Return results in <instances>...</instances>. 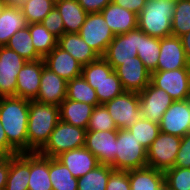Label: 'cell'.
I'll return each instance as SVG.
<instances>
[{
  "label": "cell",
  "mask_w": 190,
  "mask_h": 190,
  "mask_svg": "<svg viewBox=\"0 0 190 190\" xmlns=\"http://www.w3.org/2000/svg\"><path fill=\"white\" fill-rule=\"evenodd\" d=\"M29 100L17 97H0V121L8 142L19 152H28Z\"/></svg>",
  "instance_id": "6da1fadb"
},
{
  "label": "cell",
  "mask_w": 190,
  "mask_h": 190,
  "mask_svg": "<svg viewBox=\"0 0 190 190\" xmlns=\"http://www.w3.org/2000/svg\"><path fill=\"white\" fill-rule=\"evenodd\" d=\"M59 120L58 106L29 101L28 152H38L45 145Z\"/></svg>",
  "instance_id": "7a4b0ae2"
},
{
  "label": "cell",
  "mask_w": 190,
  "mask_h": 190,
  "mask_svg": "<svg viewBox=\"0 0 190 190\" xmlns=\"http://www.w3.org/2000/svg\"><path fill=\"white\" fill-rule=\"evenodd\" d=\"M81 75L95 89L99 104L111 101L125 92L117 73L102 56L82 66Z\"/></svg>",
  "instance_id": "3957f363"
},
{
  "label": "cell",
  "mask_w": 190,
  "mask_h": 190,
  "mask_svg": "<svg viewBox=\"0 0 190 190\" xmlns=\"http://www.w3.org/2000/svg\"><path fill=\"white\" fill-rule=\"evenodd\" d=\"M176 1L146 0L138 14V28L151 37L172 35V18Z\"/></svg>",
  "instance_id": "277c9868"
},
{
  "label": "cell",
  "mask_w": 190,
  "mask_h": 190,
  "mask_svg": "<svg viewBox=\"0 0 190 190\" xmlns=\"http://www.w3.org/2000/svg\"><path fill=\"white\" fill-rule=\"evenodd\" d=\"M87 130L59 120L48 141L38 151L42 156L56 158L62 152L85 146Z\"/></svg>",
  "instance_id": "5b68a950"
},
{
  "label": "cell",
  "mask_w": 190,
  "mask_h": 190,
  "mask_svg": "<svg viewBox=\"0 0 190 190\" xmlns=\"http://www.w3.org/2000/svg\"><path fill=\"white\" fill-rule=\"evenodd\" d=\"M147 167V150L128 129H118L115 170L128 171Z\"/></svg>",
  "instance_id": "8992f818"
},
{
  "label": "cell",
  "mask_w": 190,
  "mask_h": 190,
  "mask_svg": "<svg viewBox=\"0 0 190 190\" xmlns=\"http://www.w3.org/2000/svg\"><path fill=\"white\" fill-rule=\"evenodd\" d=\"M181 137L159 132L147 149V166L165 172L174 167Z\"/></svg>",
  "instance_id": "52a82bcc"
},
{
  "label": "cell",
  "mask_w": 190,
  "mask_h": 190,
  "mask_svg": "<svg viewBox=\"0 0 190 190\" xmlns=\"http://www.w3.org/2000/svg\"><path fill=\"white\" fill-rule=\"evenodd\" d=\"M103 105L118 129L129 128L141 117L139 94L136 92L125 91Z\"/></svg>",
  "instance_id": "ba28073f"
},
{
  "label": "cell",
  "mask_w": 190,
  "mask_h": 190,
  "mask_svg": "<svg viewBox=\"0 0 190 190\" xmlns=\"http://www.w3.org/2000/svg\"><path fill=\"white\" fill-rule=\"evenodd\" d=\"M79 35L99 56L105 54L115 36L101 13H88Z\"/></svg>",
  "instance_id": "9c48e42d"
},
{
  "label": "cell",
  "mask_w": 190,
  "mask_h": 190,
  "mask_svg": "<svg viewBox=\"0 0 190 190\" xmlns=\"http://www.w3.org/2000/svg\"><path fill=\"white\" fill-rule=\"evenodd\" d=\"M138 94L141 117L158 124L175 101L166 91L155 87L151 82Z\"/></svg>",
  "instance_id": "30bf717a"
},
{
  "label": "cell",
  "mask_w": 190,
  "mask_h": 190,
  "mask_svg": "<svg viewBox=\"0 0 190 190\" xmlns=\"http://www.w3.org/2000/svg\"><path fill=\"white\" fill-rule=\"evenodd\" d=\"M27 61L7 46H0V97L16 96L17 75Z\"/></svg>",
  "instance_id": "8fae6325"
},
{
  "label": "cell",
  "mask_w": 190,
  "mask_h": 190,
  "mask_svg": "<svg viewBox=\"0 0 190 190\" xmlns=\"http://www.w3.org/2000/svg\"><path fill=\"white\" fill-rule=\"evenodd\" d=\"M139 48V28L115 35L102 56L115 70L124 61L133 60Z\"/></svg>",
  "instance_id": "7c38bea8"
},
{
  "label": "cell",
  "mask_w": 190,
  "mask_h": 190,
  "mask_svg": "<svg viewBox=\"0 0 190 190\" xmlns=\"http://www.w3.org/2000/svg\"><path fill=\"white\" fill-rule=\"evenodd\" d=\"M117 134L118 130L87 131L84 146L93 153L99 164L110 165L114 170Z\"/></svg>",
  "instance_id": "4fadbf2b"
},
{
  "label": "cell",
  "mask_w": 190,
  "mask_h": 190,
  "mask_svg": "<svg viewBox=\"0 0 190 190\" xmlns=\"http://www.w3.org/2000/svg\"><path fill=\"white\" fill-rule=\"evenodd\" d=\"M150 82L155 87L166 91L175 101L186 100L189 95L188 68L154 71L151 73Z\"/></svg>",
  "instance_id": "5bb4252c"
},
{
  "label": "cell",
  "mask_w": 190,
  "mask_h": 190,
  "mask_svg": "<svg viewBox=\"0 0 190 190\" xmlns=\"http://www.w3.org/2000/svg\"><path fill=\"white\" fill-rule=\"evenodd\" d=\"M160 131L183 137L190 133V107L187 100H176L165 111L159 123Z\"/></svg>",
  "instance_id": "9a60e30c"
},
{
  "label": "cell",
  "mask_w": 190,
  "mask_h": 190,
  "mask_svg": "<svg viewBox=\"0 0 190 190\" xmlns=\"http://www.w3.org/2000/svg\"><path fill=\"white\" fill-rule=\"evenodd\" d=\"M114 71L125 91L139 93L150 83L151 73L137 56L124 61Z\"/></svg>",
  "instance_id": "2e32d148"
},
{
  "label": "cell",
  "mask_w": 190,
  "mask_h": 190,
  "mask_svg": "<svg viewBox=\"0 0 190 190\" xmlns=\"http://www.w3.org/2000/svg\"><path fill=\"white\" fill-rule=\"evenodd\" d=\"M189 65L190 61L184 51L181 38L173 35L160 38V55L157 71L189 68Z\"/></svg>",
  "instance_id": "e0dca14e"
},
{
  "label": "cell",
  "mask_w": 190,
  "mask_h": 190,
  "mask_svg": "<svg viewBox=\"0 0 190 190\" xmlns=\"http://www.w3.org/2000/svg\"><path fill=\"white\" fill-rule=\"evenodd\" d=\"M43 59L27 61L17 75L16 96L33 101L37 98L42 75Z\"/></svg>",
  "instance_id": "ac0fdd59"
},
{
  "label": "cell",
  "mask_w": 190,
  "mask_h": 190,
  "mask_svg": "<svg viewBox=\"0 0 190 190\" xmlns=\"http://www.w3.org/2000/svg\"><path fill=\"white\" fill-rule=\"evenodd\" d=\"M67 81L52 70L43 66L40 79L39 93L36 101L58 106L66 99Z\"/></svg>",
  "instance_id": "d6986e66"
},
{
  "label": "cell",
  "mask_w": 190,
  "mask_h": 190,
  "mask_svg": "<svg viewBox=\"0 0 190 190\" xmlns=\"http://www.w3.org/2000/svg\"><path fill=\"white\" fill-rule=\"evenodd\" d=\"M43 60L47 68L67 82L81 76L82 65L58 45Z\"/></svg>",
  "instance_id": "ffe728a7"
},
{
  "label": "cell",
  "mask_w": 190,
  "mask_h": 190,
  "mask_svg": "<svg viewBox=\"0 0 190 190\" xmlns=\"http://www.w3.org/2000/svg\"><path fill=\"white\" fill-rule=\"evenodd\" d=\"M72 173L74 178H80L99 165L97 158L85 147L62 152L56 157Z\"/></svg>",
  "instance_id": "44dd1931"
},
{
  "label": "cell",
  "mask_w": 190,
  "mask_h": 190,
  "mask_svg": "<svg viewBox=\"0 0 190 190\" xmlns=\"http://www.w3.org/2000/svg\"><path fill=\"white\" fill-rule=\"evenodd\" d=\"M100 13L114 35L125 34L138 28V15L113 2L109 3Z\"/></svg>",
  "instance_id": "7402d4cb"
},
{
  "label": "cell",
  "mask_w": 190,
  "mask_h": 190,
  "mask_svg": "<svg viewBox=\"0 0 190 190\" xmlns=\"http://www.w3.org/2000/svg\"><path fill=\"white\" fill-rule=\"evenodd\" d=\"M30 152L9 156V172L5 190H28Z\"/></svg>",
  "instance_id": "603a6c76"
},
{
  "label": "cell",
  "mask_w": 190,
  "mask_h": 190,
  "mask_svg": "<svg viewBox=\"0 0 190 190\" xmlns=\"http://www.w3.org/2000/svg\"><path fill=\"white\" fill-rule=\"evenodd\" d=\"M57 45L73 56L82 66L95 61L100 56L79 35V33H64Z\"/></svg>",
  "instance_id": "cb8c5ba5"
},
{
  "label": "cell",
  "mask_w": 190,
  "mask_h": 190,
  "mask_svg": "<svg viewBox=\"0 0 190 190\" xmlns=\"http://www.w3.org/2000/svg\"><path fill=\"white\" fill-rule=\"evenodd\" d=\"M94 107L84 102L65 99L59 105L60 120L87 130Z\"/></svg>",
  "instance_id": "d4e9b609"
},
{
  "label": "cell",
  "mask_w": 190,
  "mask_h": 190,
  "mask_svg": "<svg viewBox=\"0 0 190 190\" xmlns=\"http://www.w3.org/2000/svg\"><path fill=\"white\" fill-rule=\"evenodd\" d=\"M55 7L60 13L65 33H79L88 13L77 0H55Z\"/></svg>",
  "instance_id": "484cf974"
},
{
  "label": "cell",
  "mask_w": 190,
  "mask_h": 190,
  "mask_svg": "<svg viewBox=\"0 0 190 190\" xmlns=\"http://www.w3.org/2000/svg\"><path fill=\"white\" fill-rule=\"evenodd\" d=\"M28 190H53L49 175V158L30 152Z\"/></svg>",
  "instance_id": "4316f807"
},
{
  "label": "cell",
  "mask_w": 190,
  "mask_h": 190,
  "mask_svg": "<svg viewBox=\"0 0 190 190\" xmlns=\"http://www.w3.org/2000/svg\"><path fill=\"white\" fill-rule=\"evenodd\" d=\"M131 190H161L165 185L164 172L150 167L129 170Z\"/></svg>",
  "instance_id": "83f0119b"
},
{
  "label": "cell",
  "mask_w": 190,
  "mask_h": 190,
  "mask_svg": "<svg viewBox=\"0 0 190 190\" xmlns=\"http://www.w3.org/2000/svg\"><path fill=\"white\" fill-rule=\"evenodd\" d=\"M27 25L21 8L6 5L0 14V46H6L12 35Z\"/></svg>",
  "instance_id": "f1b7e54d"
},
{
  "label": "cell",
  "mask_w": 190,
  "mask_h": 190,
  "mask_svg": "<svg viewBox=\"0 0 190 190\" xmlns=\"http://www.w3.org/2000/svg\"><path fill=\"white\" fill-rule=\"evenodd\" d=\"M160 55V38L151 37L139 29V48L137 57L144 63L145 68L150 72L157 71V64Z\"/></svg>",
  "instance_id": "f546056e"
},
{
  "label": "cell",
  "mask_w": 190,
  "mask_h": 190,
  "mask_svg": "<svg viewBox=\"0 0 190 190\" xmlns=\"http://www.w3.org/2000/svg\"><path fill=\"white\" fill-rule=\"evenodd\" d=\"M26 61L43 59L36 51L32 43L31 33L28 26L15 32L6 44Z\"/></svg>",
  "instance_id": "4dcf8cb0"
},
{
  "label": "cell",
  "mask_w": 190,
  "mask_h": 190,
  "mask_svg": "<svg viewBox=\"0 0 190 190\" xmlns=\"http://www.w3.org/2000/svg\"><path fill=\"white\" fill-rule=\"evenodd\" d=\"M49 175L53 190H78L77 178L57 158H49Z\"/></svg>",
  "instance_id": "1f68e13d"
},
{
  "label": "cell",
  "mask_w": 190,
  "mask_h": 190,
  "mask_svg": "<svg viewBox=\"0 0 190 190\" xmlns=\"http://www.w3.org/2000/svg\"><path fill=\"white\" fill-rule=\"evenodd\" d=\"M66 99L84 102L93 106L100 105L95 89L87 83L82 75L67 82Z\"/></svg>",
  "instance_id": "d6a6232c"
},
{
  "label": "cell",
  "mask_w": 190,
  "mask_h": 190,
  "mask_svg": "<svg viewBox=\"0 0 190 190\" xmlns=\"http://www.w3.org/2000/svg\"><path fill=\"white\" fill-rule=\"evenodd\" d=\"M113 171L110 165L99 164L77 179L78 190H106L108 179Z\"/></svg>",
  "instance_id": "836d02e7"
},
{
  "label": "cell",
  "mask_w": 190,
  "mask_h": 190,
  "mask_svg": "<svg viewBox=\"0 0 190 190\" xmlns=\"http://www.w3.org/2000/svg\"><path fill=\"white\" fill-rule=\"evenodd\" d=\"M27 26L31 33L35 51L44 58L57 46L58 39L42 23H33Z\"/></svg>",
  "instance_id": "e575fe53"
},
{
  "label": "cell",
  "mask_w": 190,
  "mask_h": 190,
  "mask_svg": "<svg viewBox=\"0 0 190 190\" xmlns=\"http://www.w3.org/2000/svg\"><path fill=\"white\" fill-rule=\"evenodd\" d=\"M140 144L147 150L157 138L160 128L156 122L140 117L132 126L127 128Z\"/></svg>",
  "instance_id": "d590c367"
},
{
  "label": "cell",
  "mask_w": 190,
  "mask_h": 190,
  "mask_svg": "<svg viewBox=\"0 0 190 190\" xmlns=\"http://www.w3.org/2000/svg\"><path fill=\"white\" fill-rule=\"evenodd\" d=\"M55 7V0H28L22 7V13L28 24L41 23Z\"/></svg>",
  "instance_id": "8d00e7d4"
},
{
  "label": "cell",
  "mask_w": 190,
  "mask_h": 190,
  "mask_svg": "<svg viewBox=\"0 0 190 190\" xmlns=\"http://www.w3.org/2000/svg\"><path fill=\"white\" fill-rule=\"evenodd\" d=\"M190 31V0H178L172 18V35L181 37Z\"/></svg>",
  "instance_id": "74e56055"
},
{
  "label": "cell",
  "mask_w": 190,
  "mask_h": 190,
  "mask_svg": "<svg viewBox=\"0 0 190 190\" xmlns=\"http://www.w3.org/2000/svg\"><path fill=\"white\" fill-rule=\"evenodd\" d=\"M118 130L107 108L100 104L94 107L89 120L87 131H112Z\"/></svg>",
  "instance_id": "f35d334b"
},
{
  "label": "cell",
  "mask_w": 190,
  "mask_h": 190,
  "mask_svg": "<svg viewBox=\"0 0 190 190\" xmlns=\"http://www.w3.org/2000/svg\"><path fill=\"white\" fill-rule=\"evenodd\" d=\"M164 175L170 190H190V168L172 167Z\"/></svg>",
  "instance_id": "ab89813d"
},
{
  "label": "cell",
  "mask_w": 190,
  "mask_h": 190,
  "mask_svg": "<svg viewBox=\"0 0 190 190\" xmlns=\"http://www.w3.org/2000/svg\"><path fill=\"white\" fill-rule=\"evenodd\" d=\"M41 23L57 39L65 33L63 19L56 7H54L50 13L46 15Z\"/></svg>",
  "instance_id": "60d3db41"
},
{
  "label": "cell",
  "mask_w": 190,
  "mask_h": 190,
  "mask_svg": "<svg viewBox=\"0 0 190 190\" xmlns=\"http://www.w3.org/2000/svg\"><path fill=\"white\" fill-rule=\"evenodd\" d=\"M106 190H131L129 170H114L108 179Z\"/></svg>",
  "instance_id": "b9f144b4"
},
{
  "label": "cell",
  "mask_w": 190,
  "mask_h": 190,
  "mask_svg": "<svg viewBox=\"0 0 190 190\" xmlns=\"http://www.w3.org/2000/svg\"><path fill=\"white\" fill-rule=\"evenodd\" d=\"M174 167L190 168V133L181 138Z\"/></svg>",
  "instance_id": "7bdbcfd3"
},
{
  "label": "cell",
  "mask_w": 190,
  "mask_h": 190,
  "mask_svg": "<svg viewBox=\"0 0 190 190\" xmlns=\"http://www.w3.org/2000/svg\"><path fill=\"white\" fill-rule=\"evenodd\" d=\"M87 13H100L112 0H77Z\"/></svg>",
  "instance_id": "ee69618b"
},
{
  "label": "cell",
  "mask_w": 190,
  "mask_h": 190,
  "mask_svg": "<svg viewBox=\"0 0 190 190\" xmlns=\"http://www.w3.org/2000/svg\"><path fill=\"white\" fill-rule=\"evenodd\" d=\"M16 154H19V152L8 142L0 121V156H12Z\"/></svg>",
  "instance_id": "f6af8a7d"
},
{
  "label": "cell",
  "mask_w": 190,
  "mask_h": 190,
  "mask_svg": "<svg viewBox=\"0 0 190 190\" xmlns=\"http://www.w3.org/2000/svg\"><path fill=\"white\" fill-rule=\"evenodd\" d=\"M115 5L128 9L137 15L142 11L146 4V0H112Z\"/></svg>",
  "instance_id": "bcb514c9"
},
{
  "label": "cell",
  "mask_w": 190,
  "mask_h": 190,
  "mask_svg": "<svg viewBox=\"0 0 190 190\" xmlns=\"http://www.w3.org/2000/svg\"><path fill=\"white\" fill-rule=\"evenodd\" d=\"M9 172V156H0V190H5Z\"/></svg>",
  "instance_id": "7dc6e473"
},
{
  "label": "cell",
  "mask_w": 190,
  "mask_h": 190,
  "mask_svg": "<svg viewBox=\"0 0 190 190\" xmlns=\"http://www.w3.org/2000/svg\"><path fill=\"white\" fill-rule=\"evenodd\" d=\"M182 45L188 60L190 61V31L181 37Z\"/></svg>",
  "instance_id": "c3c4849f"
},
{
  "label": "cell",
  "mask_w": 190,
  "mask_h": 190,
  "mask_svg": "<svg viewBox=\"0 0 190 190\" xmlns=\"http://www.w3.org/2000/svg\"><path fill=\"white\" fill-rule=\"evenodd\" d=\"M6 5L21 8L28 0H1Z\"/></svg>",
  "instance_id": "681fc988"
},
{
  "label": "cell",
  "mask_w": 190,
  "mask_h": 190,
  "mask_svg": "<svg viewBox=\"0 0 190 190\" xmlns=\"http://www.w3.org/2000/svg\"><path fill=\"white\" fill-rule=\"evenodd\" d=\"M188 90H189V94H190V65L188 68Z\"/></svg>",
  "instance_id": "f907efd6"
},
{
  "label": "cell",
  "mask_w": 190,
  "mask_h": 190,
  "mask_svg": "<svg viewBox=\"0 0 190 190\" xmlns=\"http://www.w3.org/2000/svg\"><path fill=\"white\" fill-rule=\"evenodd\" d=\"M6 6V4L0 0V14L2 12V10L4 9V7Z\"/></svg>",
  "instance_id": "816d5d0a"
},
{
  "label": "cell",
  "mask_w": 190,
  "mask_h": 190,
  "mask_svg": "<svg viewBox=\"0 0 190 190\" xmlns=\"http://www.w3.org/2000/svg\"><path fill=\"white\" fill-rule=\"evenodd\" d=\"M187 102H188V104H189V107H190V94L188 95V97H187Z\"/></svg>",
  "instance_id": "f5cc1de1"
},
{
  "label": "cell",
  "mask_w": 190,
  "mask_h": 190,
  "mask_svg": "<svg viewBox=\"0 0 190 190\" xmlns=\"http://www.w3.org/2000/svg\"><path fill=\"white\" fill-rule=\"evenodd\" d=\"M161 190H170V189L166 185H164Z\"/></svg>",
  "instance_id": "db71d44e"
}]
</instances>
